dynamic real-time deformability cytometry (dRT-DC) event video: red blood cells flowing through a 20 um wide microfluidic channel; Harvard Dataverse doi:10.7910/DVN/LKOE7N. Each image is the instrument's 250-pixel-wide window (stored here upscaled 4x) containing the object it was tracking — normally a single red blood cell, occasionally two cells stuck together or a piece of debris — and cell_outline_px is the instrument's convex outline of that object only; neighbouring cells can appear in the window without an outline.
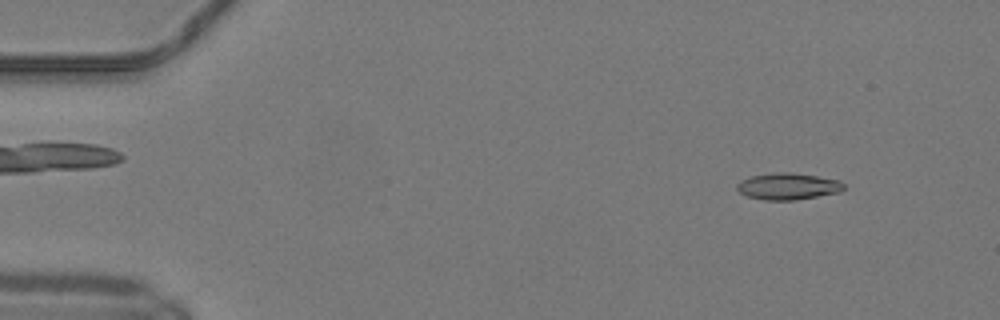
{"species": "common noctule bat (a hibernating species)", "species_latin": "Nyctalus noctula", "temperature_condition": "warm", "stored_images_in_passage": 49, "camera_frame_rate_fps": 3000, "um_per_image_px": 0.085, "animal": {"sex": "male", "body_mass_g": 19.2, "forearm_length_mm": 51.8}, "frame": {"image": 1, "passage_image": 5, "time_ms": 1.333, "image_size_px": [1000, 320], "cell_outline_px": [[844, 188], [840, 192], [796, 200], [764, 200], [748, 196], [740, 192], [736, 188], [736, 184], [740, 180], [752, 176], [776, 172], [788, 172], [816, 176], [840, 180], [844, 184]], "centroid_in_image_um": [66.97, 15.84], "position_along_channel_um": 18.0, "area_um2": 16.53}}
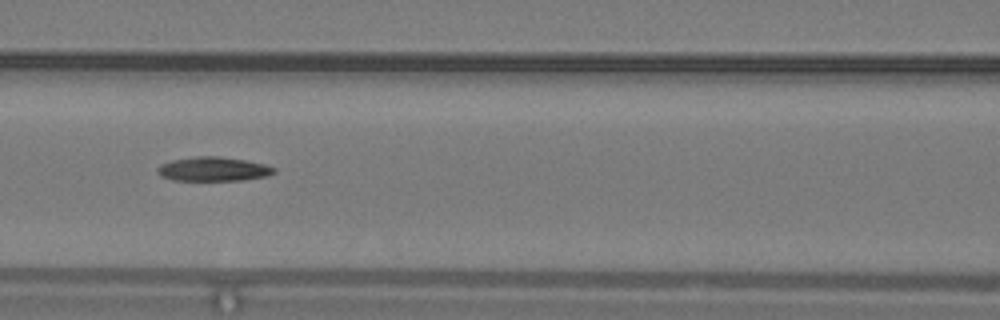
{"frame": {"image": 2, "passage_image": 22, "time_ms": 7.0, "image_size_px": [1000, 320], "cell_outline_px": [[276, 172], [268, 176], [244, 180], [172, 180], [160, 176], [156, 172], [156, 168], [160, 164], [172, 160], [196, 156], [220, 156], [244, 160], [264, 164], [276, 168]], "centroid_in_image_um": [18.11, 14.37], "position_along_channel_um": 148.5, "area_um2": 16.53}}
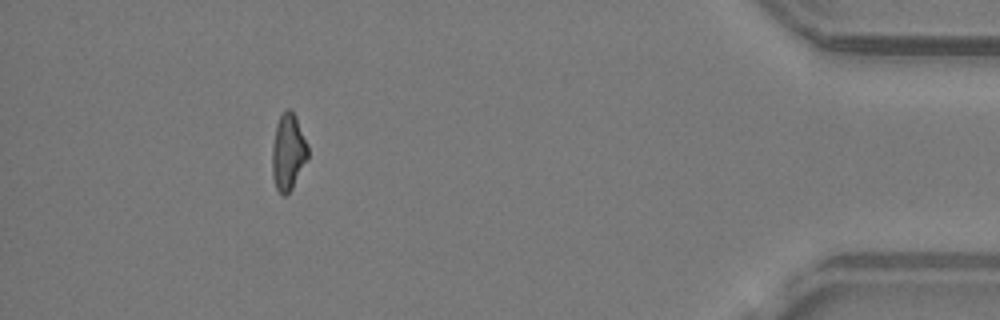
{"frame": {"image": 3, "passage_image": 45, "time_ms": 14.667, "image_size_px": [1000, 320], "cell_outline_px": [[308, 160], [292, 188], [284, 196], [276, 188], [272, 176], [272, 144], [276, 124], [284, 108], [288, 108], [296, 116], [308, 144]], "centroid_in_image_um": [24.5, 12.9], "position_along_channel_um": 410.7, "area_um2": 16.13}}